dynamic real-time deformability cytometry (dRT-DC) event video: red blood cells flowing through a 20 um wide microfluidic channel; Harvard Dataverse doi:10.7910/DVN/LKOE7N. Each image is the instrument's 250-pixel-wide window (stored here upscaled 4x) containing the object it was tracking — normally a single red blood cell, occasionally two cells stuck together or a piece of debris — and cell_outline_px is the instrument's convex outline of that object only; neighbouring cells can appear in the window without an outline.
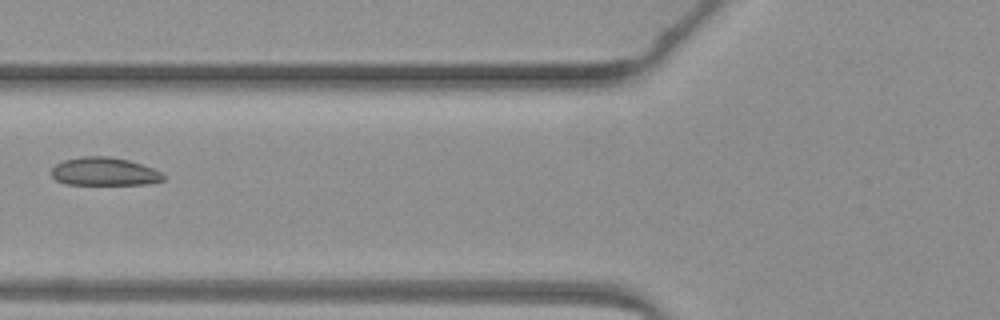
{"species": "common noctule bat (a hibernating species)", "species_latin": "Nyctalus noctula", "temperature_condition": "warm", "stored_images_in_passage": 6, "camera_frame_rate_fps": 3000, "um_per_image_px": 0.085, "animal": {"sex": "female", "body_mass_g": 19.3, "forearm_length_mm": 54.1}, "frame": {"image": 1, "passage_image": 6, "time_ms": 6.333, "image_size_px": [1000, 320], "cell_outline_px": [[164, 180], [148, 184], [64, 184], [56, 180], [52, 176], [52, 168], [56, 164], [64, 160], [84, 156], [108, 156], [128, 160], [152, 168], [160, 172], [164, 176]], "centroid_in_image_um": [8.85, 14.59], "position_along_channel_um": 117.0, "area_um2": 18.21}}